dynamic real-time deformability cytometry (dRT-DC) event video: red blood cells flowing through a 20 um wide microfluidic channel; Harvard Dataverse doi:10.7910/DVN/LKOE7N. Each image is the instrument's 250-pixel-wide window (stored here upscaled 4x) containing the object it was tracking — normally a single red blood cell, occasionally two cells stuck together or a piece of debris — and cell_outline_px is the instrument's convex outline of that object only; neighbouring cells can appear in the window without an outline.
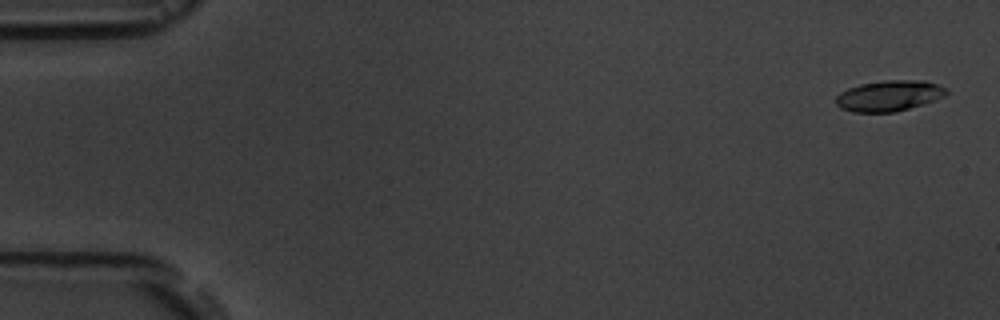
{"species": "common noctule bat (a hibernating species)", "species_latin": "Nyctalus noctula", "temperature_condition": "room temperature", "stored_images_in_passage": 5, "camera_frame_rate_fps": 3000, "um_per_image_px": 0.085, "animal": {"sex": "male", "body_mass_g": 19.5, "forearm_length_mm": 54.6}, "frame": {"image": 1, "passage_image": 1, "time_ms": 0.0, "image_size_px": [1000, 320], "cell_outline_px": [[948, 92], [944, 96], [936, 100], [924, 104], [896, 112], [852, 112], [840, 108], [836, 104], [836, 96], [840, 92], [848, 88], [860, 84], [884, 80], [924, 80], [948, 88]], "centroid_in_image_um": [75.58, 8.14], "position_along_channel_um": 9.4, "area_um2": 20.0}}
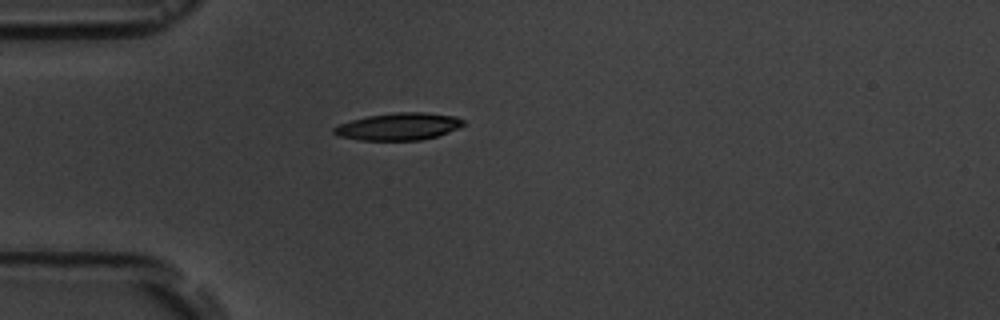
{"frame": {"image": 2, "passage_image": 5, "time_ms": 4.667, "image_size_px": [1000, 320], "cell_outline_px": [[464, 124], [460, 128], [436, 136], [420, 140], [356, 140], [336, 136], [332, 132], [332, 128], [340, 124], [352, 120], [368, 116], [396, 112], [424, 112], [456, 116], [464, 120]], "centroid_in_image_um": [33.87, 10.76], "position_along_channel_um": 51.1, "area_um2": 20.63}}